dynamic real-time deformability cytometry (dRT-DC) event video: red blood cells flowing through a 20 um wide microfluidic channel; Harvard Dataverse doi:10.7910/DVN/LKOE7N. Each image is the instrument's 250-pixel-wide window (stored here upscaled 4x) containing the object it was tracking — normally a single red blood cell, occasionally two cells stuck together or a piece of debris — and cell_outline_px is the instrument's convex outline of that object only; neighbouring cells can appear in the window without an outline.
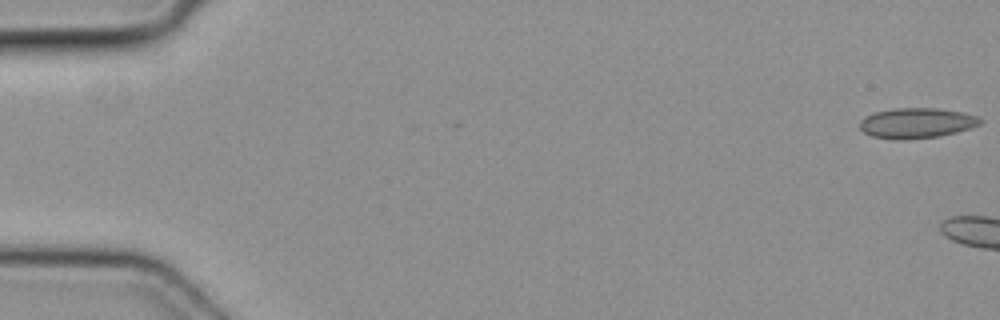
{"species": "common noctule bat (a hibernating species)", "species_latin": "Nyctalus noctula", "temperature_condition": "cold", "stored_images_in_passage": 5, "camera_frame_rate_fps": 3000, "um_per_image_px": 0.085, "animal": {"sex": "female", "body_mass_g": 19.3, "forearm_length_mm": 54.1}, "frame": {"image": 1, "passage_image": 1, "time_ms": 0.0, "image_size_px": [1000, 320], "cell_outline_px": [[984, 120], [980, 124], [956, 132], [940, 136], [904, 140], [896, 140], [872, 136], [864, 132], [860, 128], [860, 120], [864, 116], [876, 112], [896, 108], [936, 108], [960, 112], [976, 116]], "centroid_in_image_um": [77.88, 10.46], "position_along_channel_um": 7.1, "area_um2": 21.15}}